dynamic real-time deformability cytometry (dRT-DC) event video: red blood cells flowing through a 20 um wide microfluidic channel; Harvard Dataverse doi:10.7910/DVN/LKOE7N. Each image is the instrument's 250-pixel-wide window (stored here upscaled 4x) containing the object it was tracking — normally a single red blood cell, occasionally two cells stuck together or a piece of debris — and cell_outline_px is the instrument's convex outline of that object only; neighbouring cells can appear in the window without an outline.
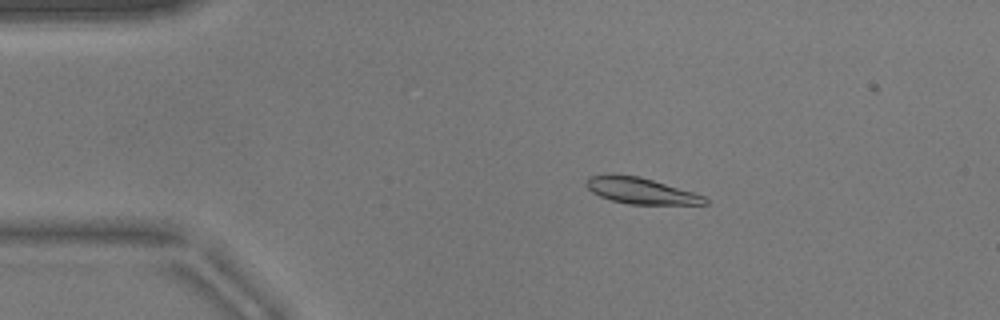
{"species": "common noctule bat (a hibernating species)", "species_latin": "Nyctalus noctula", "temperature_condition": "warm", "stored_images_in_passage": 52, "camera_frame_rate_fps": 3000, "um_per_image_px": 0.085, "animal": {"sex": "male", "body_mass_g": 17.9}, "frame": {"image": 1, "passage_image": 9, "time_ms": 2.667, "image_size_px": [1000, 320], "cell_outline_px": [[708, 204], [628, 204], [612, 200], [600, 196], [592, 192], [584, 184], [588, 176], [640, 176], [692, 192], [704, 196], [708, 200]], "centroid_in_image_um": [54.48, 16.24], "position_along_channel_um": 30.5, "area_um2": 17.51}}
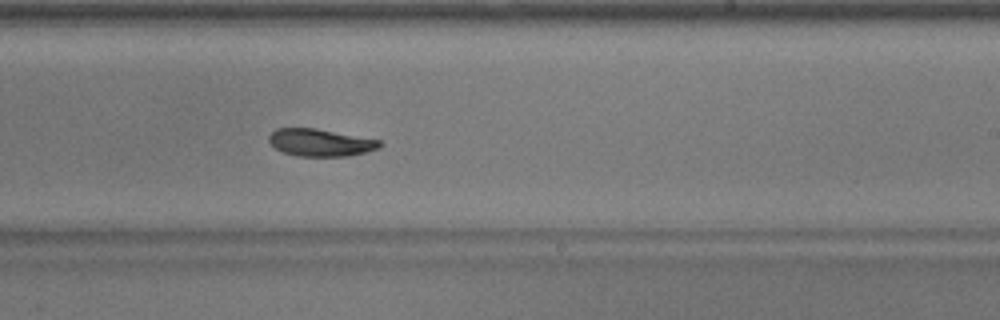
{"frame": {"image": 2, "passage_image": 31, "time_ms": 10.0, "image_size_px": [1000, 320], "cell_outline_px": [[384, 144], [380, 148], [348, 156], [300, 156], [284, 152], [276, 148], [268, 140], [268, 136], [276, 128], [316, 128], [380, 140]], "centroid_in_image_um": [27.25, 12.11], "position_along_channel_um": 261.7, "area_um2": 17.57}}
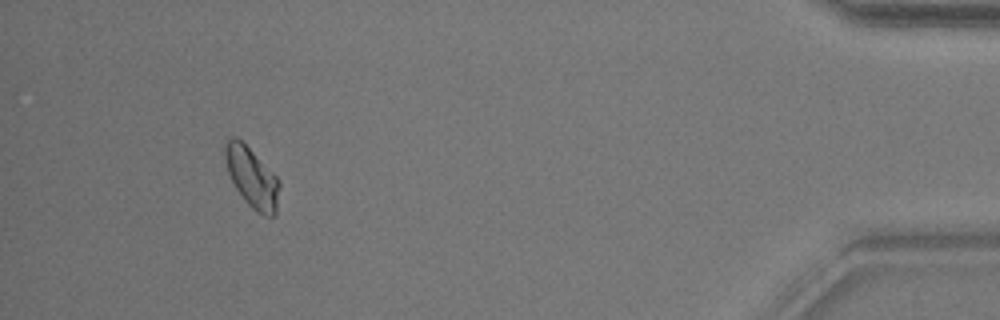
{"frame": {"image": 3, "passage_image": 48, "time_ms": 15.667, "image_size_px": [1000, 320], "cell_outline_px": [[280, 184], [276, 216], [264, 216], [256, 212], [244, 200], [236, 188], [228, 172], [224, 156], [224, 144], [232, 136], [236, 136], [280, 180]], "centroid_in_image_um": [21.42, 15.12], "position_along_channel_um": 413.8, "area_um2": 18.84}, "authors_computed_cell_mechanics": {"area_um2": 18.3515, "velocity_mm_per_s": 3.8295, "shape_relaxation_time_tau1_ms": 5.1057, "shape_relaxation_time_tau2_ms": 10.1304, "deformation_change_tau1": 0.1345, "deformation_change_tau2": 0.0954}}